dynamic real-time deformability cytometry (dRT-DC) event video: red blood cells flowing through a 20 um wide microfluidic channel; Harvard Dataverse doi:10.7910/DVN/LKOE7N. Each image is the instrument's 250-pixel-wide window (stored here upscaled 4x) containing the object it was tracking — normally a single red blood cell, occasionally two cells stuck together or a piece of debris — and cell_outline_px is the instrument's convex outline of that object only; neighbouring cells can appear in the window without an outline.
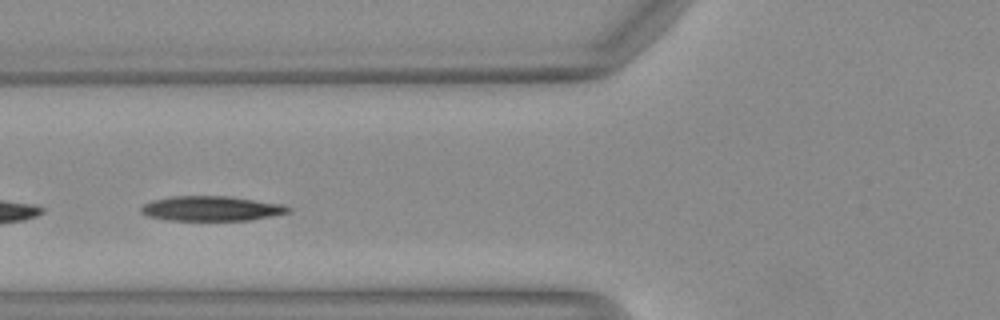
{"species": "Egyptian fruit bat (a non-hibernating species)", "species_latin": "Rousettus aegyptiacus", "temperature_condition": "warm", "stored_images_in_passage": 40, "camera_frame_rate_fps": 3000, "um_per_image_px": 0.085, "animal": {"sex": "female"}, "frame": {"image": 1, "passage_image": 10, "time_ms": 3.0, "image_size_px": [1000, 320], "cell_outline_px": [[292, 208], [288, 212], [248, 220], [168, 220], [148, 216], [140, 212], [140, 208], [144, 204], [152, 200], [168, 196], [228, 196], [284, 204]], "centroid_in_image_um": [17.92, 17.71], "position_along_channel_um": 107.9, "area_um2": 21.21}}
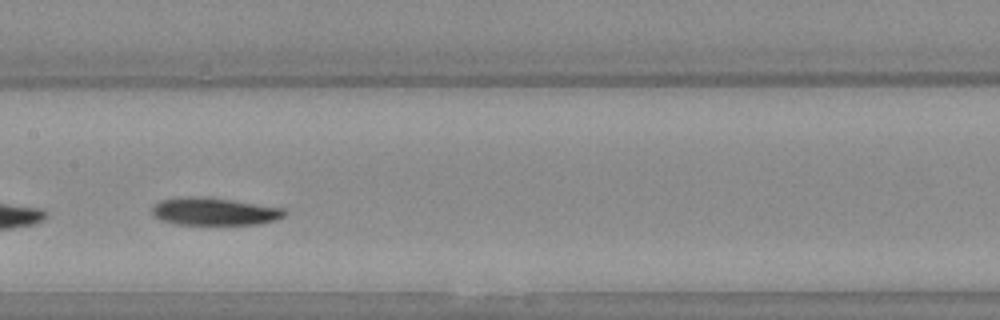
{"frame": {"image": 2, "passage_image": 16, "time_ms": 5.0, "image_size_px": [1000, 320], "cell_outline_px": [[288, 212], [284, 216], [276, 220], [260, 224], [176, 224], [160, 220], [152, 216], [152, 208], [160, 200], [180, 196], [204, 196], [284, 208]], "centroid_in_image_um": [18.19, 17.97], "position_along_channel_um": 189.2, "area_um2": 21.44}}
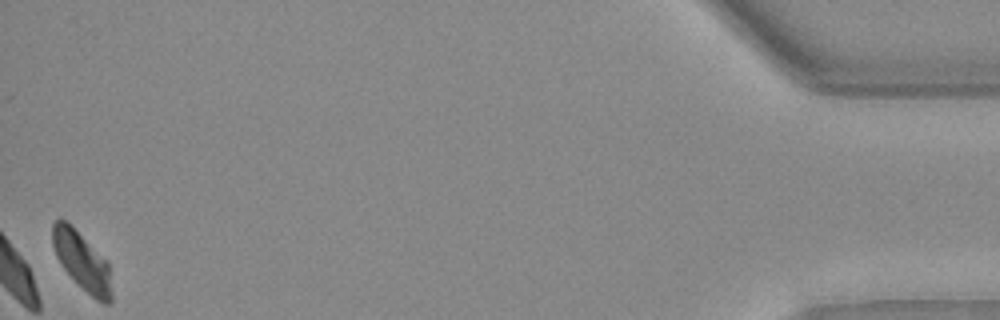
{"frame": {"image": 3, "passage_image": 40, "time_ms": 13.0, "image_size_px": [1000, 320], "cell_outline_px": [[112, 300], [108, 304], [104, 304], [96, 300], [60, 264], [56, 256], [52, 244], [52, 224], [56, 220], [64, 220], [108, 260], [112, 292]], "centroid_in_image_um": [6.99, 22.21], "position_along_channel_um": 428.2, "area_um2": 19.65}, "authors_computed_cell_mechanics": {"area_um2": 21.5883, "velocity_mm_per_s": 4.0819, "shape_relaxation_time_tau1_ms": 5.6262, "shape_relaxation_time_tau2_ms": null, "deformation_change_tau1": 0.1757, "deformation_change_tau2": null}}